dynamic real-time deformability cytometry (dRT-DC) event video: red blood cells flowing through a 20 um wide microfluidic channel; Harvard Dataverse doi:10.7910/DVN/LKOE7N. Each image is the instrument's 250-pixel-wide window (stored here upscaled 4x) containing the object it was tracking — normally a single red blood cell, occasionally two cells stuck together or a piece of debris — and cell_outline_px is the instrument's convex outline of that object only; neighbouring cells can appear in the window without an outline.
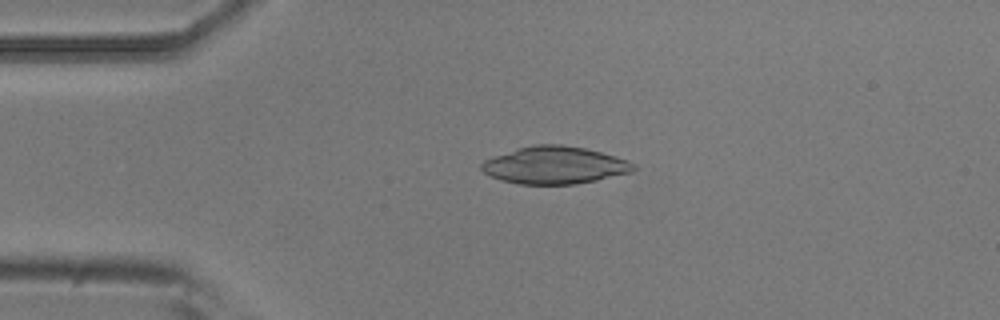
{"species": "common noctule bat (a hibernating species)", "species_latin": "Nyctalus noctula", "temperature_condition": "room temperature", "stored_images_in_passage": 6, "camera_frame_rate_fps": 3000, "um_per_image_px": 0.085, "animal": {"sex": "male", "body_mass_g": 20.5, "forearm_length_mm": 52.5}, "frame": {"image": 1, "passage_image": 4, "time_ms": 3.333, "image_size_px": [1000, 320], "cell_outline_px": [[636, 168], [632, 172], [596, 180], [576, 184], [520, 184], [504, 180], [492, 176], [484, 172], [480, 168], [480, 164], [484, 160], [516, 148], [536, 144], [560, 144], [584, 148], [616, 156], [628, 160], [636, 164]], "centroid_in_image_um": [47.17, 14.03], "position_along_channel_um": 37.8, "area_um2": 33.0}}